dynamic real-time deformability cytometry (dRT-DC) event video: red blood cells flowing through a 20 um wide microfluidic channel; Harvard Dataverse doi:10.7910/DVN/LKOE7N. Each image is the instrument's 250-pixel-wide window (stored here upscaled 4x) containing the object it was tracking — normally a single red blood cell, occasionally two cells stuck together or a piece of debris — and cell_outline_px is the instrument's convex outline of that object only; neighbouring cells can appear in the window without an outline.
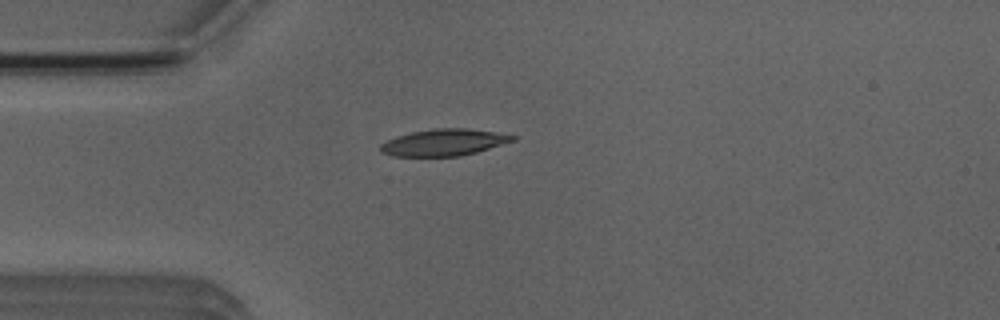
{"species": "Egyptian fruit bat (a non-hibernating species)", "species_latin": "Rousettus aegyptiacus", "temperature_condition": "room temperature", "stored_images_in_passage": 2, "camera_frame_rate_fps": 3000, "um_per_image_px": 0.085, "animal": {"sex": "male"}, "frame": {"image": 1, "passage_image": 2, "time_ms": 1.0, "image_size_px": [1000, 320], "cell_outline_px": [[516, 140], [476, 152], [460, 156], [392, 156], [380, 152], [380, 144], [396, 136], [412, 132], [436, 128], [468, 128], [496, 132], [516, 136]], "centroid_in_image_um": [37.72, 12.1], "position_along_channel_um": 47.3, "area_um2": 20.52}}